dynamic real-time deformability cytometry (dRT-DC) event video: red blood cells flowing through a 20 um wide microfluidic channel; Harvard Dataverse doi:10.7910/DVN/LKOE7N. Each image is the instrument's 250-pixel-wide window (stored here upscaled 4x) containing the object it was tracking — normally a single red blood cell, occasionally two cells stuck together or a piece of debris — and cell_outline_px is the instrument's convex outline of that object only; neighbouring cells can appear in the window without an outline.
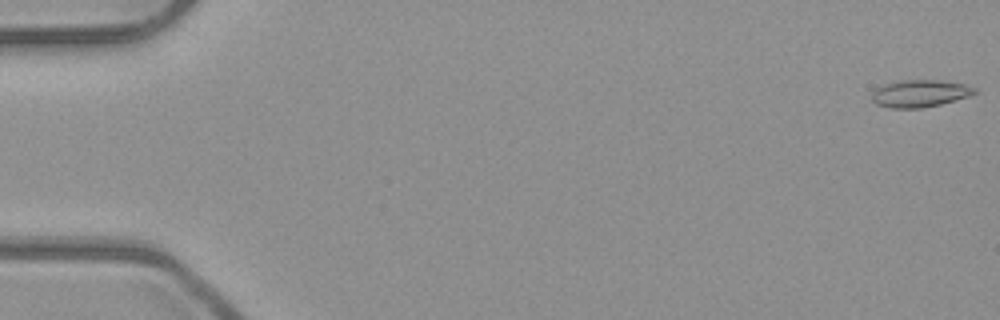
{"species": "common noctule bat (a hibernating species)", "species_latin": "Nyctalus noctula", "temperature_condition": "room temperature", "stored_images_in_passage": 11, "camera_frame_rate_fps": 3000, "um_per_image_px": 0.085, "animal": {"sex": "male", "body_mass_g": 23.1, "forearm_length_mm": 52.7}, "frame": {"image": 1, "passage_image": 1, "time_ms": 0.0, "image_size_px": [1000, 320], "cell_outline_px": [[976, 92], [968, 96], [940, 104], [924, 108], [892, 108], [876, 104], [872, 100], [872, 92], [876, 88], [884, 84], [900, 80], [944, 80], [964, 84], [976, 88]], "centroid_in_image_um": [78.17, 7.94], "position_along_channel_um": 6.8, "area_um2": 16.3}}